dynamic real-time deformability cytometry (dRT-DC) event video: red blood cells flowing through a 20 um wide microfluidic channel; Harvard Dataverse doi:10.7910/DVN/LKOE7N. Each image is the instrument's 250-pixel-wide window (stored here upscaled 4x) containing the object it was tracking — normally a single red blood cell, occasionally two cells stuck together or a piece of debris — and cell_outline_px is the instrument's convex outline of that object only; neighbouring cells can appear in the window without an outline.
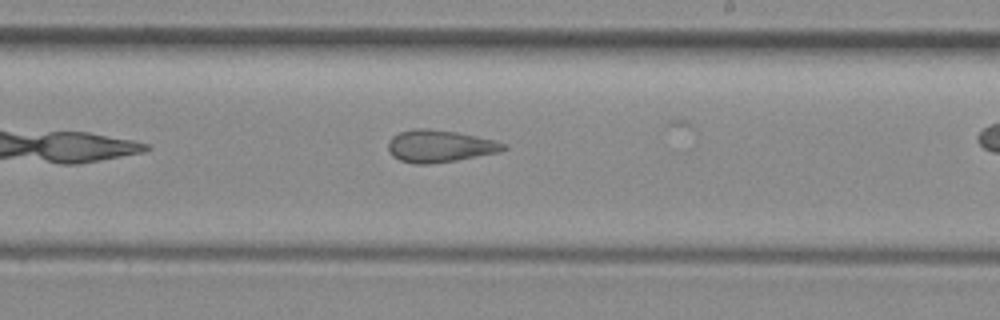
{"species": "common noctule bat (a hibernating species)", "species_latin": "Nyctalus noctula", "temperature_condition": "room temperature", "stored_images_in_passage": 22, "camera_frame_rate_fps": 3000, "um_per_image_px": 0.085, "animal": {"sex": "female", "body_mass_g": 29.2, "forearm_length_mm": 56.3}, "frame": {"image": 1, "passage_image": 13, "time_ms": 4.0, "image_size_px": [1000, 320], "cell_outline_px": [[508, 148], [496, 152], [456, 160], [428, 164], [416, 164], [400, 160], [392, 156], [388, 152], [388, 140], [392, 136], [400, 132], [416, 128], [428, 128], [456, 132], [476, 136], [508, 144]], "centroid_in_image_um": [37.32, 12.41], "position_along_channel_um": 251.7, "area_um2": 21.5}}
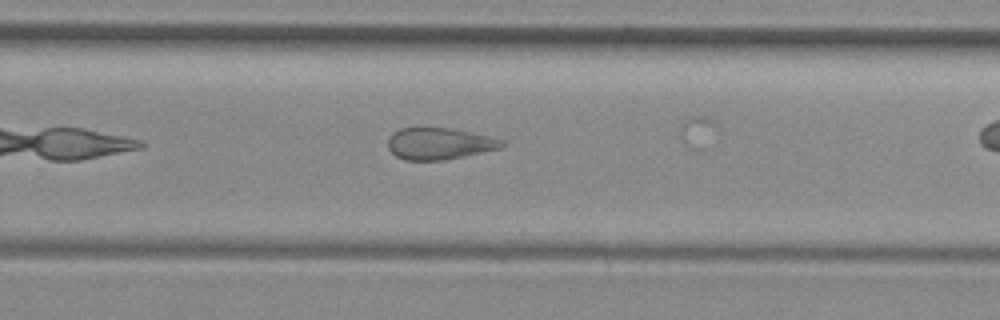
{"frame": {"image": 2, "passage_image": 16, "time_ms": 5.0, "image_size_px": [1000, 320], "cell_outline_px": [[504, 148], [444, 160], [404, 160], [396, 156], [388, 148], [388, 136], [392, 132], [400, 128], [452, 128], [488, 136], [504, 140]], "centroid_in_image_um": [37.34, 12.21], "position_along_channel_um": 292.5, "area_um2": 21.15}}
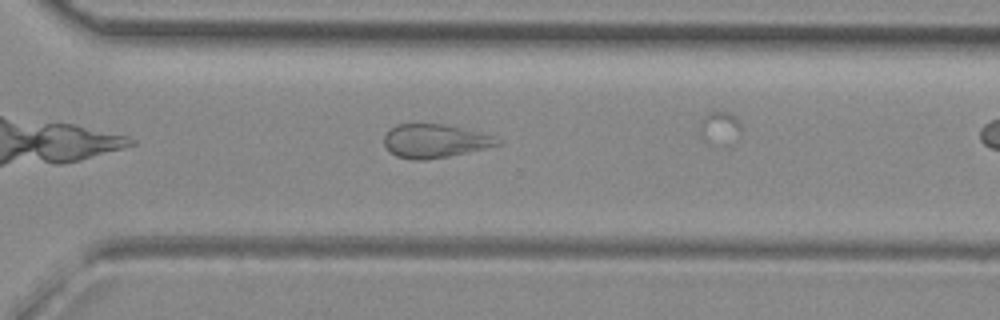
{"frame": {"image": 3, "passage_image": 19, "time_ms": 6.0, "image_size_px": [1000, 320], "cell_outline_px": [[500, 144], [484, 148], [448, 156], [424, 160], [412, 160], [396, 156], [384, 144], [384, 136], [388, 128], [396, 124], [444, 124], [480, 132], [492, 136], [500, 140]], "centroid_in_image_um": [36.9, 11.97], "position_along_channel_um": 333.7, "area_um2": 21.96}}